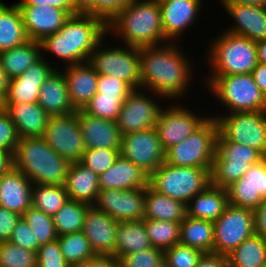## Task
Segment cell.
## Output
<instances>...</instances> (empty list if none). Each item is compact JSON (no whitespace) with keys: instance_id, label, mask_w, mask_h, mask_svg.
<instances>
[{"instance_id":"obj_53","label":"cell","mask_w":266,"mask_h":267,"mask_svg":"<svg viewBox=\"0 0 266 267\" xmlns=\"http://www.w3.org/2000/svg\"><path fill=\"white\" fill-rule=\"evenodd\" d=\"M21 215L0 207V242L9 241L12 231Z\"/></svg>"},{"instance_id":"obj_35","label":"cell","mask_w":266,"mask_h":267,"mask_svg":"<svg viewBox=\"0 0 266 267\" xmlns=\"http://www.w3.org/2000/svg\"><path fill=\"white\" fill-rule=\"evenodd\" d=\"M42 53L40 41L28 40L21 46L0 52V59L4 70L13 79L39 61Z\"/></svg>"},{"instance_id":"obj_33","label":"cell","mask_w":266,"mask_h":267,"mask_svg":"<svg viewBox=\"0 0 266 267\" xmlns=\"http://www.w3.org/2000/svg\"><path fill=\"white\" fill-rule=\"evenodd\" d=\"M22 15L16 4L0 1V52L25 44L28 41Z\"/></svg>"},{"instance_id":"obj_60","label":"cell","mask_w":266,"mask_h":267,"mask_svg":"<svg viewBox=\"0 0 266 267\" xmlns=\"http://www.w3.org/2000/svg\"><path fill=\"white\" fill-rule=\"evenodd\" d=\"M14 167L13 154L0 149V176L8 173Z\"/></svg>"},{"instance_id":"obj_38","label":"cell","mask_w":266,"mask_h":267,"mask_svg":"<svg viewBox=\"0 0 266 267\" xmlns=\"http://www.w3.org/2000/svg\"><path fill=\"white\" fill-rule=\"evenodd\" d=\"M57 240L64 259L71 267H77L97 256L82 231L58 236Z\"/></svg>"},{"instance_id":"obj_13","label":"cell","mask_w":266,"mask_h":267,"mask_svg":"<svg viewBox=\"0 0 266 267\" xmlns=\"http://www.w3.org/2000/svg\"><path fill=\"white\" fill-rule=\"evenodd\" d=\"M160 98L164 99L150 90L133 89L124 100L116 121L121 135L155 127L164 107L159 102Z\"/></svg>"},{"instance_id":"obj_42","label":"cell","mask_w":266,"mask_h":267,"mask_svg":"<svg viewBox=\"0 0 266 267\" xmlns=\"http://www.w3.org/2000/svg\"><path fill=\"white\" fill-rule=\"evenodd\" d=\"M128 95H103L97 92L82 111L90 116L116 122L121 106Z\"/></svg>"},{"instance_id":"obj_56","label":"cell","mask_w":266,"mask_h":267,"mask_svg":"<svg viewBox=\"0 0 266 267\" xmlns=\"http://www.w3.org/2000/svg\"><path fill=\"white\" fill-rule=\"evenodd\" d=\"M196 267H229L228 258L217 253H204Z\"/></svg>"},{"instance_id":"obj_24","label":"cell","mask_w":266,"mask_h":267,"mask_svg":"<svg viewBox=\"0 0 266 267\" xmlns=\"http://www.w3.org/2000/svg\"><path fill=\"white\" fill-rule=\"evenodd\" d=\"M78 125L86 149L110 148L121 151L122 135L117 122L93 117L78 110Z\"/></svg>"},{"instance_id":"obj_21","label":"cell","mask_w":266,"mask_h":267,"mask_svg":"<svg viewBox=\"0 0 266 267\" xmlns=\"http://www.w3.org/2000/svg\"><path fill=\"white\" fill-rule=\"evenodd\" d=\"M118 223V220L93 206L87 209L82 232L96 255L115 256Z\"/></svg>"},{"instance_id":"obj_14","label":"cell","mask_w":266,"mask_h":267,"mask_svg":"<svg viewBox=\"0 0 266 267\" xmlns=\"http://www.w3.org/2000/svg\"><path fill=\"white\" fill-rule=\"evenodd\" d=\"M173 103L161 109L154 127L164 151L186 139L210 117L203 112L200 115L196 114L195 111L180 104V101Z\"/></svg>"},{"instance_id":"obj_15","label":"cell","mask_w":266,"mask_h":267,"mask_svg":"<svg viewBox=\"0 0 266 267\" xmlns=\"http://www.w3.org/2000/svg\"><path fill=\"white\" fill-rule=\"evenodd\" d=\"M43 138L54 152L71 163L80 161L86 151L78 125V110L49 117Z\"/></svg>"},{"instance_id":"obj_63","label":"cell","mask_w":266,"mask_h":267,"mask_svg":"<svg viewBox=\"0 0 266 267\" xmlns=\"http://www.w3.org/2000/svg\"><path fill=\"white\" fill-rule=\"evenodd\" d=\"M258 63L266 65V38L256 42Z\"/></svg>"},{"instance_id":"obj_40","label":"cell","mask_w":266,"mask_h":267,"mask_svg":"<svg viewBox=\"0 0 266 267\" xmlns=\"http://www.w3.org/2000/svg\"><path fill=\"white\" fill-rule=\"evenodd\" d=\"M89 207L90 205L86 203L69 199L53 216L57 235L82 231L85 214Z\"/></svg>"},{"instance_id":"obj_10","label":"cell","mask_w":266,"mask_h":267,"mask_svg":"<svg viewBox=\"0 0 266 267\" xmlns=\"http://www.w3.org/2000/svg\"><path fill=\"white\" fill-rule=\"evenodd\" d=\"M265 156L255 148L227 141L218 133L216 152L211 168V185L226 189L238 181L253 164Z\"/></svg>"},{"instance_id":"obj_61","label":"cell","mask_w":266,"mask_h":267,"mask_svg":"<svg viewBox=\"0 0 266 267\" xmlns=\"http://www.w3.org/2000/svg\"><path fill=\"white\" fill-rule=\"evenodd\" d=\"M11 78L6 73L2 66V62L0 59V94L5 98L8 94L9 87H10Z\"/></svg>"},{"instance_id":"obj_37","label":"cell","mask_w":266,"mask_h":267,"mask_svg":"<svg viewBox=\"0 0 266 267\" xmlns=\"http://www.w3.org/2000/svg\"><path fill=\"white\" fill-rule=\"evenodd\" d=\"M229 267H262L266 263V240L254 234L227 255Z\"/></svg>"},{"instance_id":"obj_18","label":"cell","mask_w":266,"mask_h":267,"mask_svg":"<svg viewBox=\"0 0 266 267\" xmlns=\"http://www.w3.org/2000/svg\"><path fill=\"white\" fill-rule=\"evenodd\" d=\"M204 0H160L162 26L169 42H180L200 17ZM185 31V32H184ZM181 36V37H180Z\"/></svg>"},{"instance_id":"obj_47","label":"cell","mask_w":266,"mask_h":267,"mask_svg":"<svg viewBox=\"0 0 266 267\" xmlns=\"http://www.w3.org/2000/svg\"><path fill=\"white\" fill-rule=\"evenodd\" d=\"M118 260L121 267H164V251L150 247L121 256Z\"/></svg>"},{"instance_id":"obj_6","label":"cell","mask_w":266,"mask_h":267,"mask_svg":"<svg viewBox=\"0 0 266 267\" xmlns=\"http://www.w3.org/2000/svg\"><path fill=\"white\" fill-rule=\"evenodd\" d=\"M205 77V79H204ZM208 92L227 112L266 111V95L255 84L252 74L204 75Z\"/></svg>"},{"instance_id":"obj_48","label":"cell","mask_w":266,"mask_h":267,"mask_svg":"<svg viewBox=\"0 0 266 267\" xmlns=\"http://www.w3.org/2000/svg\"><path fill=\"white\" fill-rule=\"evenodd\" d=\"M36 257L37 267H71L61 253L58 240L40 245Z\"/></svg>"},{"instance_id":"obj_39","label":"cell","mask_w":266,"mask_h":267,"mask_svg":"<svg viewBox=\"0 0 266 267\" xmlns=\"http://www.w3.org/2000/svg\"><path fill=\"white\" fill-rule=\"evenodd\" d=\"M68 201L69 196L64 185H33L32 207L47 215L54 216Z\"/></svg>"},{"instance_id":"obj_36","label":"cell","mask_w":266,"mask_h":267,"mask_svg":"<svg viewBox=\"0 0 266 267\" xmlns=\"http://www.w3.org/2000/svg\"><path fill=\"white\" fill-rule=\"evenodd\" d=\"M180 244L212 253L214 245V225L212 221L186 216L180 222Z\"/></svg>"},{"instance_id":"obj_54","label":"cell","mask_w":266,"mask_h":267,"mask_svg":"<svg viewBox=\"0 0 266 267\" xmlns=\"http://www.w3.org/2000/svg\"><path fill=\"white\" fill-rule=\"evenodd\" d=\"M17 6H51L67 11L70 15L79 14L73 5L72 0H19Z\"/></svg>"},{"instance_id":"obj_49","label":"cell","mask_w":266,"mask_h":267,"mask_svg":"<svg viewBox=\"0 0 266 267\" xmlns=\"http://www.w3.org/2000/svg\"><path fill=\"white\" fill-rule=\"evenodd\" d=\"M17 129L12 122L10 115L4 109L0 111V149L15 153L19 142Z\"/></svg>"},{"instance_id":"obj_20","label":"cell","mask_w":266,"mask_h":267,"mask_svg":"<svg viewBox=\"0 0 266 267\" xmlns=\"http://www.w3.org/2000/svg\"><path fill=\"white\" fill-rule=\"evenodd\" d=\"M45 55L42 53V58L39 61L28 67L20 76L11 79L5 103L38 102L42 84L57 69V66H51L55 63H50V60L44 57Z\"/></svg>"},{"instance_id":"obj_41","label":"cell","mask_w":266,"mask_h":267,"mask_svg":"<svg viewBox=\"0 0 266 267\" xmlns=\"http://www.w3.org/2000/svg\"><path fill=\"white\" fill-rule=\"evenodd\" d=\"M146 232L152 247L166 250L180 241V223L144 218Z\"/></svg>"},{"instance_id":"obj_7","label":"cell","mask_w":266,"mask_h":267,"mask_svg":"<svg viewBox=\"0 0 266 267\" xmlns=\"http://www.w3.org/2000/svg\"><path fill=\"white\" fill-rule=\"evenodd\" d=\"M211 169L174 166L163 162L150 176L156 192L184 204L211 185Z\"/></svg>"},{"instance_id":"obj_50","label":"cell","mask_w":266,"mask_h":267,"mask_svg":"<svg viewBox=\"0 0 266 267\" xmlns=\"http://www.w3.org/2000/svg\"><path fill=\"white\" fill-rule=\"evenodd\" d=\"M9 242L35 252H37L40 247V244L38 243L37 238H35L34 233L31 231L30 226L22 217L16 223Z\"/></svg>"},{"instance_id":"obj_12","label":"cell","mask_w":266,"mask_h":267,"mask_svg":"<svg viewBox=\"0 0 266 267\" xmlns=\"http://www.w3.org/2000/svg\"><path fill=\"white\" fill-rule=\"evenodd\" d=\"M213 225V253L227 256L245 239L255 234L254 212L252 209L228 204Z\"/></svg>"},{"instance_id":"obj_32","label":"cell","mask_w":266,"mask_h":267,"mask_svg":"<svg viewBox=\"0 0 266 267\" xmlns=\"http://www.w3.org/2000/svg\"><path fill=\"white\" fill-rule=\"evenodd\" d=\"M186 216V204L146 187L144 218L180 223Z\"/></svg>"},{"instance_id":"obj_62","label":"cell","mask_w":266,"mask_h":267,"mask_svg":"<svg viewBox=\"0 0 266 267\" xmlns=\"http://www.w3.org/2000/svg\"><path fill=\"white\" fill-rule=\"evenodd\" d=\"M221 4H240L266 8V0H220Z\"/></svg>"},{"instance_id":"obj_51","label":"cell","mask_w":266,"mask_h":267,"mask_svg":"<svg viewBox=\"0 0 266 267\" xmlns=\"http://www.w3.org/2000/svg\"><path fill=\"white\" fill-rule=\"evenodd\" d=\"M134 0H96V17L108 25L121 9L131 4Z\"/></svg>"},{"instance_id":"obj_23","label":"cell","mask_w":266,"mask_h":267,"mask_svg":"<svg viewBox=\"0 0 266 267\" xmlns=\"http://www.w3.org/2000/svg\"><path fill=\"white\" fill-rule=\"evenodd\" d=\"M234 20L224 31L257 42L266 38V8L240 4H222Z\"/></svg>"},{"instance_id":"obj_19","label":"cell","mask_w":266,"mask_h":267,"mask_svg":"<svg viewBox=\"0 0 266 267\" xmlns=\"http://www.w3.org/2000/svg\"><path fill=\"white\" fill-rule=\"evenodd\" d=\"M229 204L254 210L266 196V157L226 188Z\"/></svg>"},{"instance_id":"obj_25","label":"cell","mask_w":266,"mask_h":267,"mask_svg":"<svg viewBox=\"0 0 266 267\" xmlns=\"http://www.w3.org/2000/svg\"><path fill=\"white\" fill-rule=\"evenodd\" d=\"M61 72L65 77L73 108L76 111L82 110L97 93L98 73L88 62L62 67Z\"/></svg>"},{"instance_id":"obj_44","label":"cell","mask_w":266,"mask_h":267,"mask_svg":"<svg viewBox=\"0 0 266 267\" xmlns=\"http://www.w3.org/2000/svg\"><path fill=\"white\" fill-rule=\"evenodd\" d=\"M1 267H37L35 251L24 249L9 241L0 242Z\"/></svg>"},{"instance_id":"obj_57","label":"cell","mask_w":266,"mask_h":267,"mask_svg":"<svg viewBox=\"0 0 266 267\" xmlns=\"http://www.w3.org/2000/svg\"><path fill=\"white\" fill-rule=\"evenodd\" d=\"M77 267H121L119 260L113 256H101L96 257L83 262Z\"/></svg>"},{"instance_id":"obj_64","label":"cell","mask_w":266,"mask_h":267,"mask_svg":"<svg viewBox=\"0 0 266 267\" xmlns=\"http://www.w3.org/2000/svg\"><path fill=\"white\" fill-rule=\"evenodd\" d=\"M5 109V98L0 94V111Z\"/></svg>"},{"instance_id":"obj_2","label":"cell","mask_w":266,"mask_h":267,"mask_svg":"<svg viewBox=\"0 0 266 267\" xmlns=\"http://www.w3.org/2000/svg\"><path fill=\"white\" fill-rule=\"evenodd\" d=\"M107 35V25L90 14L71 15L56 33L41 42L42 52H49L64 66L87 62L91 52ZM60 58V59H59Z\"/></svg>"},{"instance_id":"obj_45","label":"cell","mask_w":266,"mask_h":267,"mask_svg":"<svg viewBox=\"0 0 266 267\" xmlns=\"http://www.w3.org/2000/svg\"><path fill=\"white\" fill-rule=\"evenodd\" d=\"M203 254L199 249L178 243L164 250V267H196Z\"/></svg>"},{"instance_id":"obj_3","label":"cell","mask_w":266,"mask_h":267,"mask_svg":"<svg viewBox=\"0 0 266 267\" xmlns=\"http://www.w3.org/2000/svg\"><path fill=\"white\" fill-rule=\"evenodd\" d=\"M107 35L121 39L123 45L137 48L169 42L164 36L161 10L157 0H134L121 9L107 25Z\"/></svg>"},{"instance_id":"obj_28","label":"cell","mask_w":266,"mask_h":267,"mask_svg":"<svg viewBox=\"0 0 266 267\" xmlns=\"http://www.w3.org/2000/svg\"><path fill=\"white\" fill-rule=\"evenodd\" d=\"M20 138L43 137L49 115L36 103H5Z\"/></svg>"},{"instance_id":"obj_55","label":"cell","mask_w":266,"mask_h":267,"mask_svg":"<svg viewBox=\"0 0 266 267\" xmlns=\"http://www.w3.org/2000/svg\"><path fill=\"white\" fill-rule=\"evenodd\" d=\"M253 212L255 234L266 240V201H263Z\"/></svg>"},{"instance_id":"obj_26","label":"cell","mask_w":266,"mask_h":267,"mask_svg":"<svg viewBox=\"0 0 266 267\" xmlns=\"http://www.w3.org/2000/svg\"><path fill=\"white\" fill-rule=\"evenodd\" d=\"M31 180L14 167L1 176L0 207L22 216L32 206Z\"/></svg>"},{"instance_id":"obj_31","label":"cell","mask_w":266,"mask_h":267,"mask_svg":"<svg viewBox=\"0 0 266 267\" xmlns=\"http://www.w3.org/2000/svg\"><path fill=\"white\" fill-rule=\"evenodd\" d=\"M228 204L227 190L209 185L188 202L186 205L187 216L214 222Z\"/></svg>"},{"instance_id":"obj_30","label":"cell","mask_w":266,"mask_h":267,"mask_svg":"<svg viewBox=\"0 0 266 267\" xmlns=\"http://www.w3.org/2000/svg\"><path fill=\"white\" fill-rule=\"evenodd\" d=\"M64 186L70 200L90 206L95 203L100 192L99 176L80 161L71 163Z\"/></svg>"},{"instance_id":"obj_52","label":"cell","mask_w":266,"mask_h":267,"mask_svg":"<svg viewBox=\"0 0 266 267\" xmlns=\"http://www.w3.org/2000/svg\"><path fill=\"white\" fill-rule=\"evenodd\" d=\"M132 89L113 76L98 74L97 92L103 95H129Z\"/></svg>"},{"instance_id":"obj_29","label":"cell","mask_w":266,"mask_h":267,"mask_svg":"<svg viewBox=\"0 0 266 267\" xmlns=\"http://www.w3.org/2000/svg\"><path fill=\"white\" fill-rule=\"evenodd\" d=\"M38 104L50 117L68 115L76 111L70 102L67 83L59 68L42 84Z\"/></svg>"},{"instance_id":"obj_11","label":"cell","mask_w":266,"mask_h":267,"mask_svg":"<svg viewBox=\"0 0 266 267\" xmlns=\"http://www.w3.org/2000/svg\"><path fill=\"white\" fill-rule=\"evenodd\" d=\"M209 115L216 118L219 133L227 141L255 148L266 157V111L223 114L221 111Z\"/></svg>"},{"instance_id":"obj_16","label":"cell","mask_w":266,"mask_h":267,"mask_svg":"<svg viewBox=\"0 0 266 267\" xmlns=\"http://www.w3.org/2000/svg\"><path fill=\"white\" fill-rule=\"evenodd\" d=\"M120 154L149 176L165 162V151L154 127L122 135Z\"/></svg>"},{"instance_id":"obj_58","label":"cell","mask_w":266,"mask_h":267,"mask_svg":"<svg viewBox=\"0 0 266 267\" xmlns=\"http://www.w3.org/2000/svg\"><path fill=\"white\" fill-rule=\"evenodd\" d=\"M251 74L259 90L266 95V65L258 63Z\"/></svg>"},{"instance_id":"obj_22","label":"cell","mask_w":266,"mask_h":267,"mask_svg":"<svg viewBox=\"0 0 266 267\" xmlns=\"http://www.w3.org/2000/svg\"><path fill=\"white\" fill-rule=\"evenodd\" d=\"M29 40L42 41L58 32L71 16L67 11L51 6H18Z\"/></svg>"},{"instance_id":"obj_59","label":"cell","mask_w":266,"mask_h":267,"mask_svg":"<svg viewBox=\"0 0 266 267\" xmlns=\"http://www.w3.org/2000/svg\"><path fill=\"white\" fill-rule=\"evenodd\" d=\"M72 2L78 13L96 17V0H72Z\"/></svg>"},{"instance_id":"obj_46","label":"cell","mask_w":266,"mask_h":267,"mask_svg":"<svg viewBox=\"0 0 266 267\" xmlns=\"http://www.w3.org/2000/svg\"><path fill=\"white\" fill-rule=\"evenodd\" d=\"M120 155V150L110 148L86 149L80 162L100 176L106 172Z\"/></svg>"},{"instance_id":"obj_34","label":"cell","mask_w":266,"mask_h":267,"mask_svg":"<svg viewBox=\"0 0 266 267\" xmlns=\"http://www.w3.org/2000/svg\"><path fill=\"white\" fill-rule=\"evenodd\" d=\"M152 247L142 220L119 222L117 225L115 258Z\"/></svg>"},{"instance_id":"obj_27","label":"cell","mask_w":266,"mask_h":267,"mask_svg":"<svg viewBox=\"0 0 266 267\" xmlns=\"http://www.w3.org/2000/svg\"><path fill=\"white\" fill-rule=\"evenodd\" d=\"M149 175L121 154L115 163L99 176V189L130 190L146 188Z\"/></svg>"},{"instance_id":"obj_5","label":"cell","mask_w":266,"mask_h":267,"mask_svg":"<svg viewBox=\"0 0 266 267\" xmlns=\"http://www.w3.org/2000/svg\"><path fill=\"white\" fill-rule=\"evenodd\" d=\"M219 34L213 40L208 39L211 43L208 44V55L204 53L210 68L207 75L252 73L258 64L256 42L223 30Z\"/></svg>"},{"instance_id":"obj_8","label":"cell","mask_w":266,"mask_h":267,"mask_svg":"<svg viewBox=\"0 0 266 267\" xmlns=\"http://www.w3.org/2000/svg\"><path fill=\"white\" fill-rule=\"evenodd\" d=\"M219 133L216 118L209 117L196 131L165 151V163L211 169Z\"/></svg>"},{"instance_id":"obj_4","label":"cell","mask_w":266,"mask_h":267,"mask_svg":"<svg viewBox=\"0 0 266 267\" xmlns=\"http://www.w3.org/2000/svg\"><path fill=\"white\" fill-rule=\"evenodd\" d=\"M13 160L14 168L24 173L33 185H64L71 165L43 137L20 138Z\"/></svg>"},{"instance_id":"obj_43","label":"cell","mask_w":266,"mask_h":267,"mask_svg":"<svg viewBox=\"0 0 266 267\" xmlns=\"http://www.w3.org/2000/svg\"><path fill=\"white\" fill-rule=\"evenodd\" d=\"M30 226L40 245L57 240L53 216L47 215L34 207L28 208L21 216Z\"/></svg>"},{"instance_id":"obj_1","label":"cell","mask_w":266,"mask_h":267,"mask_svg":"<svg viewBox=\"0 0 266 267\" xmlns=\"http://www.w3.org/2000/svg\"><path fill=\"white\" fill-rule=\"evenodd\" d=\"M178 43L140 48L141 88L172 102L174 99L185 100L183 96L189 99L186 95L191 92L188 89H191L192 78L196 76L193 58L190 59Z\"/></svg>"},{"instance_id":"obj_17","label":"cell","mask_w":266,"mask_h":267,"mask_svg":"<svg viewBox=\"0 0 266 267\" xmlns=\"http://www.w3.org/2000/svg\"><path fill=\"white\" fill-rule=\"evenodd\" d=\"M145 192L146 188L100 190L92 206L119 222L142 220L145 213Z\"/></svg>"},{"instance_id":"obj_9","label":"cell","mask_w":266,"mask_h":267,"mask_svg":"<svg viewBox=\"0 0 266 267\" xmlns=\"http://www.w3.org/2000/svg\"><path fill=\"white\" fill-rule=\"evenodd\" d=\"M105 36L91 52L88 63L98 73L124 81L132 90L141 88L140 48L107 45ZM105 42V43H104Z\"/></svg>"}]
</instances>
